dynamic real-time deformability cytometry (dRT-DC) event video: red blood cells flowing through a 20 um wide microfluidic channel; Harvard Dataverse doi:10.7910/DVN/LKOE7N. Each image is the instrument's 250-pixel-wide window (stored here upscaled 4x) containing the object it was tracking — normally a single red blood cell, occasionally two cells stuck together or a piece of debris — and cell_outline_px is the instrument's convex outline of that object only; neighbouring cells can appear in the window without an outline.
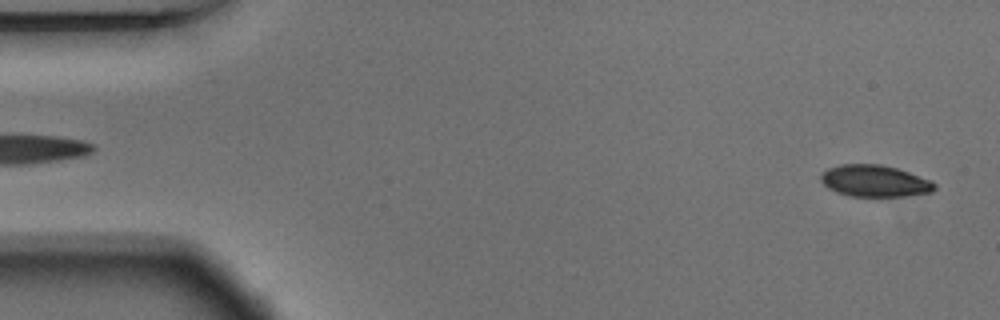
{"species": "Egyptian fruit bat (a non-hibernating species)", "species_latin": "Rousettus aegyptiacus", "temperature_condition": "warm", "stored_images_in_passage": 53, "camera_frame_rate_fps": 3000, "um_per_image_px": 0.085, "animal": {"sex": "male"}, "frame": {"image": 1, "passage_image": 2, "time_ms": 0.333, "image_size_px": [1000, 320], "cell_outline_px": [[936, 188], [932, 192], [904, 196], [852, 196], [836, 192], [828, 188], [820, 180], [820, 176], [828, 168], [840, 164], [880, 164], [896, 168], [908, 172], [928, 180], [936, 184]], "centroid_in_image_um": [74.32, 15.38], "position_along_channel_um": 10.7, "area_um2": 20.81}}
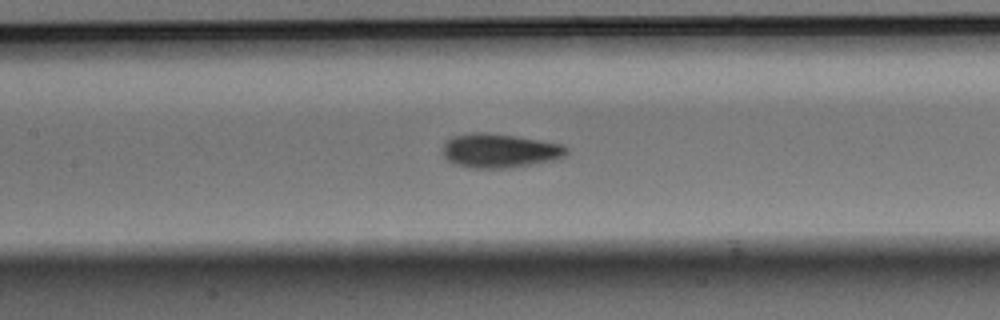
{"frame": {"image": 2, "passage_image": 24, "time_ms": 7.667, "image_size_px": [1000, 320], "cell_outline_px": [[568, 152], [560, 160], [512, 168], [468, 168], [456, 164], [448, 160], [444, 156], [444, 144], [452, 136], [472, 132], [488, 132], [516, 136], [564, 144], [568, 148]], "centroid_in_image_um": [42.54, 12.81], "position_along_channel_um": 164.9, "area_um2": 25.03}}
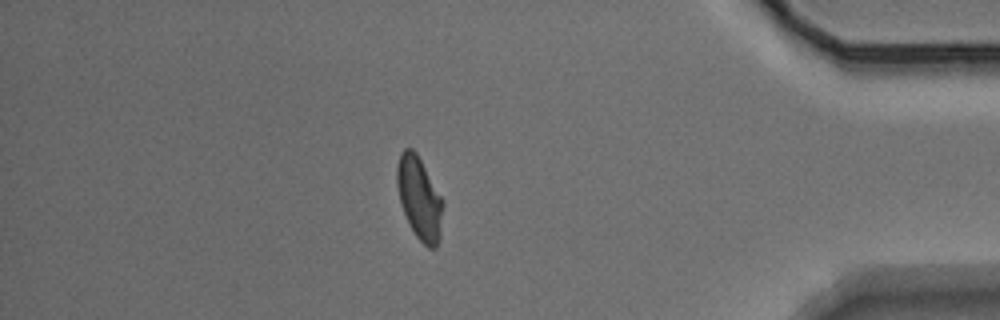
{"frame": {"image": 3, "passage_image": 46, "time_ms": 15.0, "image_size_px": [1000, 320], "cell_outline_px": [[444, 204], [440, 240], [436, 248], [428, 248], [416, 236], [404, 212], [400, 200], [396, 184], [396, 168], [400, 152], [404, 148], [412, 148], [416, 152], [444, 200]], "centroid_in_image_um": [35.67, 16.84], "position_along_channel_um": 399.5, "area_um2": 22.25}, "authors_computed_cell_mechanics": {"area_um2": 22.5998, "velocity_mm_per_s": 3.7263, "shape_relaxation_time_tau1_ms": 3.2887, "shape_relaxation_time_tau2_ms": 1.7157, "deformation_change_tau1": 0.1369, "deformation_change_tau2": 0.0584}}